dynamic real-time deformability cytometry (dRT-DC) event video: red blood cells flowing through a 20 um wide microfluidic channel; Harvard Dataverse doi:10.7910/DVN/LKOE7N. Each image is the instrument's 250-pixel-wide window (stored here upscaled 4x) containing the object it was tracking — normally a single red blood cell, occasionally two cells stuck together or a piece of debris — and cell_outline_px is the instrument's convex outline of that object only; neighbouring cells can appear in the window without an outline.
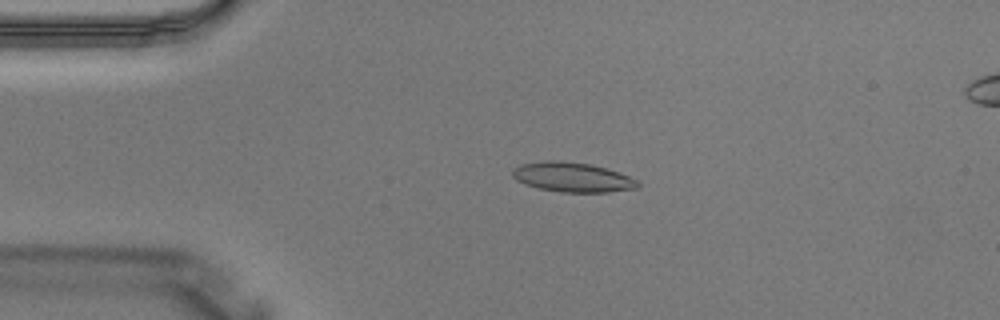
{"species": "Egyptian fruit bat (a non-hibernating species)", "species_latin": "Rousettus aegyptiacus", "temperature_condition": "warm", "stored_images_in_passage": 4, "camera_frame_rate_fps": 3000, "um_per_image_px": 0.085, "animal": {"sex": "male"}, "frame": {"image": 1, "passage_image": 2, "time_ms": 0.333, "image_size_px": [1000, 320], "cell_outline_px": [[640, 184], [636, 188], [608, 192], [560, 192], [540, 188], [524, 184], [516, 180], [512, 176], [512, 168], [520, 164], [544, 160], [560, 160], [592, 164], [628, 176], [636, 180]], "centroid_in_image_um": [48.59, 15.05], "position_along_channel_um": 36.4, "area_um2": 21.62}}